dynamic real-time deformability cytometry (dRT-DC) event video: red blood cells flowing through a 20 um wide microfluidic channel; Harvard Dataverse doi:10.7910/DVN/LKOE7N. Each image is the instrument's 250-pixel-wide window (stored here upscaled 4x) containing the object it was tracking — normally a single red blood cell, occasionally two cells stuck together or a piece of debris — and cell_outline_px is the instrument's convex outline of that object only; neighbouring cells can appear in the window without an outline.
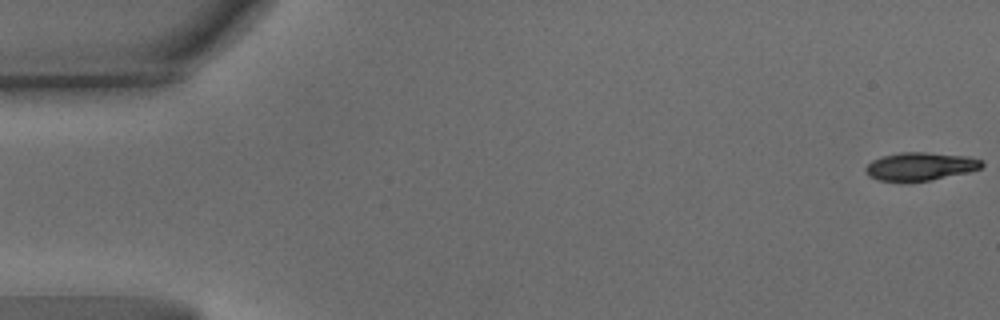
{"species": "common noctule bat (a hibernating species)", "species_latin": "Nyctalus noctula", "temperature_condition": "warm", "stored_images_in_passage": 64, "camera_frame_rate_fps": 3000, "um_per_image_px": 0.085, "animal": {"sex": "male", "body_mass_g": 15.6}, "frame": {"image": 1, "passage_image": 1, "time_ms": 0.0, "image_size_px": [1000, 320], "cell_outline_px": [[984, 164], [980, 168], [964, 172], [928, 180], [904, 184], [880, 180], [868, 176], [864, 168], [872, 160], [884, 156], [900, 152], [924, 152], [964, 156], [980, 160]], "centroid_in_image_um": [78.11, 14.17], "position_along_channel_um": 6.9, "area_um2": 18.96}}
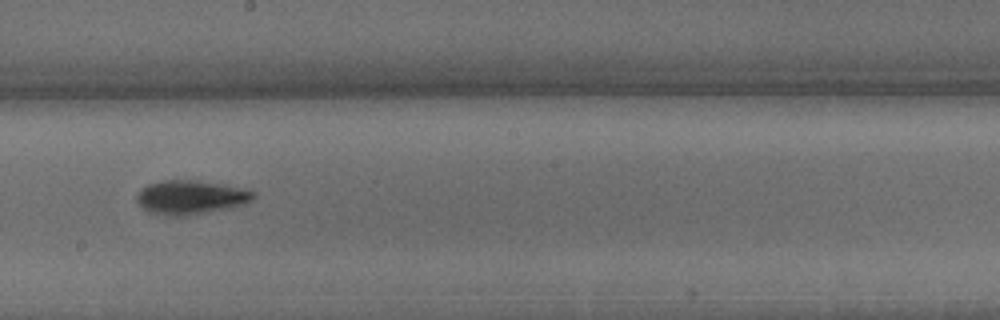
{"frame": {"image": 2, "passage_image": 36, "time_ms": 11.667, "image_size_px": [1000, 320], "cell_outline_px": [[256, 196], [252, 200], [244, 204], [232, 208], [188, 216], [168, 216], [148, 212], [136, 200], [136, 196], [148, 184], [160, 180], [196, 180], [220, 184], [256, 192]], "centroid_in_image_um": [16.22, 16.79], "position_along_channel_um": 232.0, "area_um2": 23.12}}
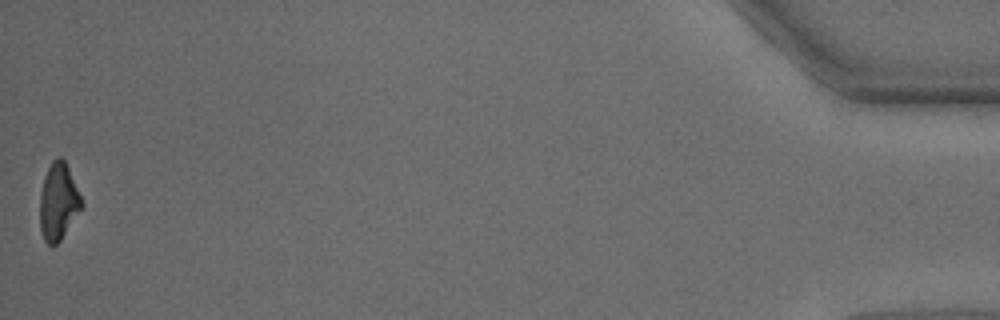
{"frame": {"image": 3, "passage_image": 64, "time_ms": 21.0, "image_size_px": [1000, 320], "cell_outline_px": [[84, 204], [60, 240], [52, 248], [44, 240], [40, 228], [40, 192], [44, 176], [52, 160], [56, 156], [60, 156], [64, 160], [68, 168]], "centroid_in_image_um": [4.94, 17.14], "position_along_channel_um": 430.3, "area_um2": 18.55}, "authors_computed_cell_mechanics": {"area_um2": 20.2011, "velocity_mm_per_s": 3.1617, "shape_relaxation_time_tau1_ms": 2.8568, "shape_relaxation_time_tau2_ms": 4.8962, "deformation_change_tau1": 0.152, "deformation_change_tau2": 0.126}}